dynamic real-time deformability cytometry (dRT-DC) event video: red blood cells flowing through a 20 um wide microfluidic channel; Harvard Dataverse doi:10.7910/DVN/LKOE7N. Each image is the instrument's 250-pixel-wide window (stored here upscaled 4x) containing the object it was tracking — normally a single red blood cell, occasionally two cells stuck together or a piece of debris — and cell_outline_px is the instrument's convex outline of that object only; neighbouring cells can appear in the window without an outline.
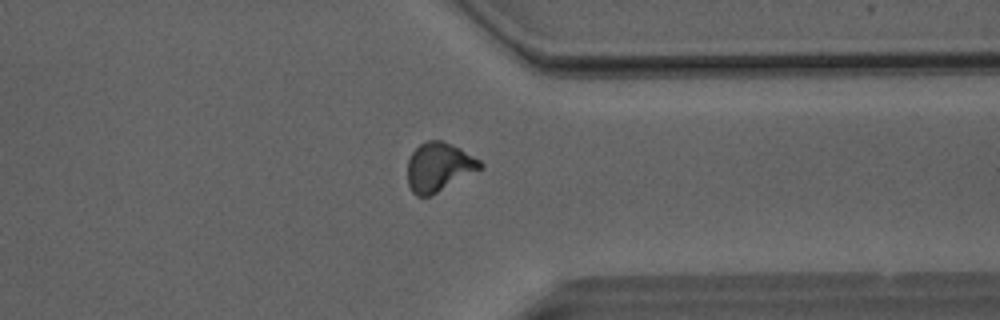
{"species": "Egyptian fruit bat (a non-hibernating species)", "species_latin": "Rousettus aegyptiacus", "temperature_condition": "room temperature", "stored_images_in_passage": 47, "camera_frame_rate_fps": 3000, "um_per_image_px": 0.085, "animal": {"sex": "male"}, "frame": {"image": 1, "passage_image": 36, "time_ms": 11.667, "image_size_px": [1000, 320], "cell_outline_px": [[484, 168], [432, 196], [416, 196], [412, 192], [408, 184], [408, 160], [412, 152], [420, 144], [428, 140], [440, 140], [452, 144], [460, 148], [480, 160], [484, 164]], "centroid_in_image_um": [37.33, 14.21], "position_along_channel_um": 374.1, "area_um2": 20.98}}
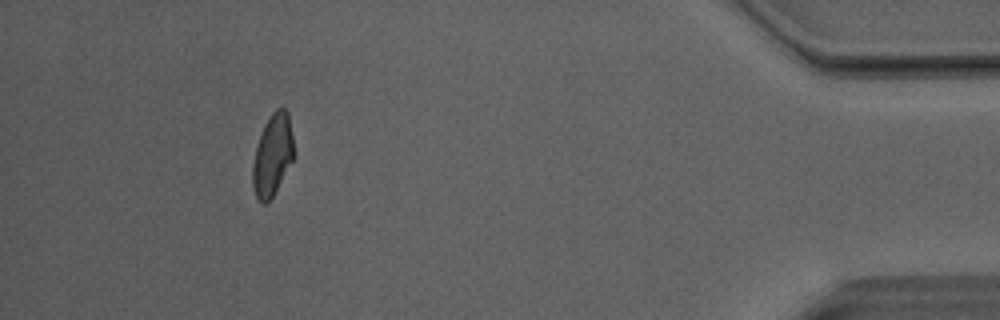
{"frame": {"image": 2, "passage_image": 43, "time_ms": 14.0, "image_size_px": [1000, 320], "cell_outline_px": [[292, 160], [272, 196], [264, 204], [256, 196], [252, 188], [252, 164], [256, 144], [264, 124], [272, 112], [276, 108], [284, 108], [288, 112], [292, 136]], "centroid_in_image_um": [23.12, 13.14], "position_along_channel_um": 412.1, "area_um2": 19.19}, "authors_computed_cell_mechanics": {"area_um2": 20.4612, "velocity_mm_per_s": 4.0984, "shape_relaxation_time_tau1_ms": 9.905, "shape_relaxation_time_tau2_ms": 2.4826, "deformation_change_tau1": 0.2428, "deformation_change_tau2": 0.0781}}